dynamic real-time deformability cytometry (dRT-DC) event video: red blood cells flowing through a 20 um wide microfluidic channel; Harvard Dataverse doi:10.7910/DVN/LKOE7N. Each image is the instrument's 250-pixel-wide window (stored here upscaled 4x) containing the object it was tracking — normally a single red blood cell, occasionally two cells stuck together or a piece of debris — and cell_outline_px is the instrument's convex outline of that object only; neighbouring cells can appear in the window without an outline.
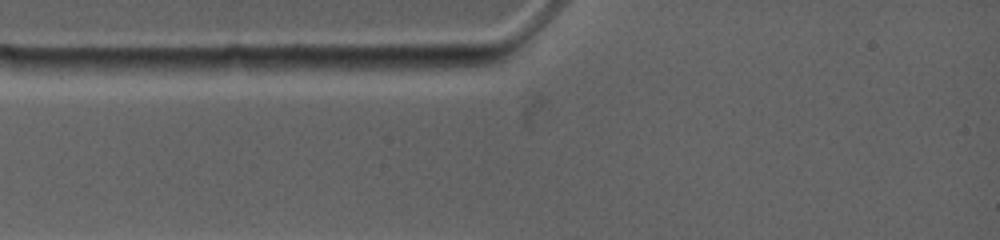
{"species": "common noctule bat (a hibernating species)", "species_latin": "Nyctalus noctula", "temperature_condition": "warm", "stored_images_in_passage": 6, "segment_of_instrument_passage": [2, 2], "camera_frame_rate_fps": 4500, "um_per_image_px": 0.085, "animal": {"sex": "female", "body_mass_g": 19.0, "forearm_length_mm": 53.3}, "frame": {"image": 1, "passage_image": 3, "time_ms": 1.333, "image_size_px": [1000, 240], "cell_outline_px": [[504, 52], [500, 60], [488, 64], [460, 68], [400, 76], [332, 68], [332, 56], [500, 52]], "centroid_in_image_um": [35.11, 5.31], "position_along_channel_um": 49.9, "area_um2": 19.88}}
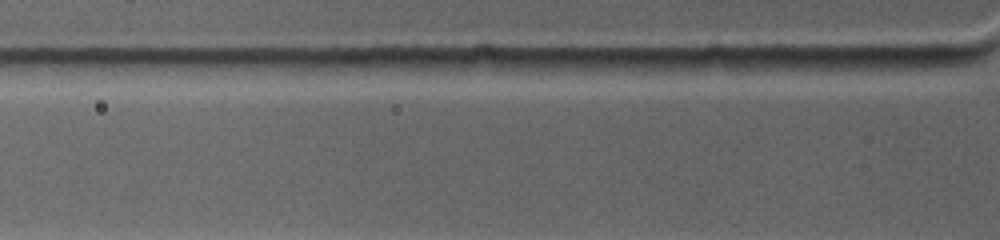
{"frame": {"image": 2, "passage_image": 5, "time_ms": 2.889, "image_size_px": [1000, 240], "cell_outline_px": [[584, 60], [576, 68], [456, 68], [440, 60], [472, 56], [572, 56]], "centroid_in_image_um": [43.76, 5.27], "position_along_channel_um": 82.0, "area_um2": 11.16}}